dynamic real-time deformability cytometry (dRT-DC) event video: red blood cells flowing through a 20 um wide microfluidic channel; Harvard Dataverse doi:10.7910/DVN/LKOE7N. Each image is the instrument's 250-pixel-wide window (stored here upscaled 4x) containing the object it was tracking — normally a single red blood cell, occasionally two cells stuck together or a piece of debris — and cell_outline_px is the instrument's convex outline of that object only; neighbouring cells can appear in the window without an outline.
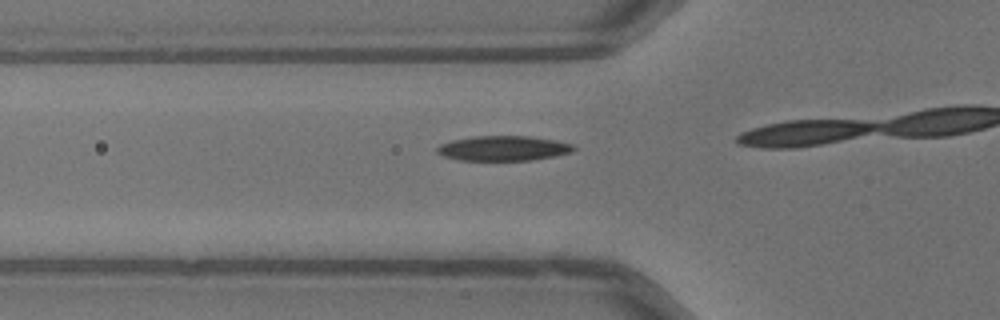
{"species": "common noctule bat (a hibernating species)", "species_latin": "Nyctalus noctula", "temperature_condition": "warm", "stored_images_in_passage": 16, "camera_frame_rate_fps": 3000, "um_per_image_px": 0.085, "animal": {"sex": "male", "body_mass_g": 13.3}, "frame": {"image": 1, "passage_image": 14, "time_ms": 4.333, "image_size_px": [1000, 320], "cell_outline_px": [[576, 148], [572, 152], [532, 160], [460, 160], [444, 156], [436, 152], [436, 148], [440, 144], [452, 140], [472, 136], [528, 136], [556, 140], [572, 144]], "centroid_in_image_um": [42.77, 12.6], "position_along_channel_um": 83.0, "area_um2": 19.77}}